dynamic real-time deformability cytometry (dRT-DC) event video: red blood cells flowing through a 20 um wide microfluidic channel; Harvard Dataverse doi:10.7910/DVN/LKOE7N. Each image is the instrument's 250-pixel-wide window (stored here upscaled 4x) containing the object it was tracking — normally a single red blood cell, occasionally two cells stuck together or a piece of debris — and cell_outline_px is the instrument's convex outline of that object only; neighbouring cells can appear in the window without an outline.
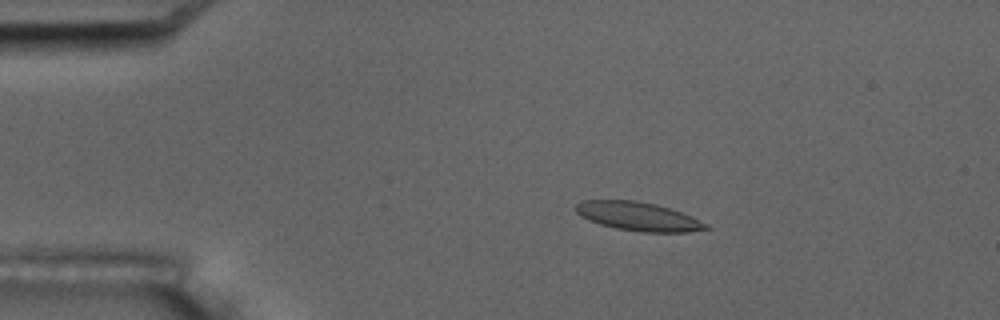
{"species": "common noctule bat (a hibernating species)", "species_latin": "Nyctalus noctula", "temperature_condition": "room temperature", "stored_images_in_passage": 4, "camera_frame_rate_fps": 3000, "um_per_image_px": 0.085, "animal": {"sex": "male", "body_mass_g": 17.5, "forearm_length_mm": 52.3}, "frame": {"image": 1, "passage_image": 3, "time_ms": 2.333, "image_size_px": [1000, 320], "cell_outline_px": [[712, 228], [688, 232], [644, 232], [616, 228], [600, 224], [580, 216], [576, 212], [576, 204], [584, 200], [636, 200], [656, 204], [692, 216], [708, 224]], "centroid_in_image_um": [54.27, 18.39], "position_along_channel_um": 30.7, "area_um2": 21.68}}